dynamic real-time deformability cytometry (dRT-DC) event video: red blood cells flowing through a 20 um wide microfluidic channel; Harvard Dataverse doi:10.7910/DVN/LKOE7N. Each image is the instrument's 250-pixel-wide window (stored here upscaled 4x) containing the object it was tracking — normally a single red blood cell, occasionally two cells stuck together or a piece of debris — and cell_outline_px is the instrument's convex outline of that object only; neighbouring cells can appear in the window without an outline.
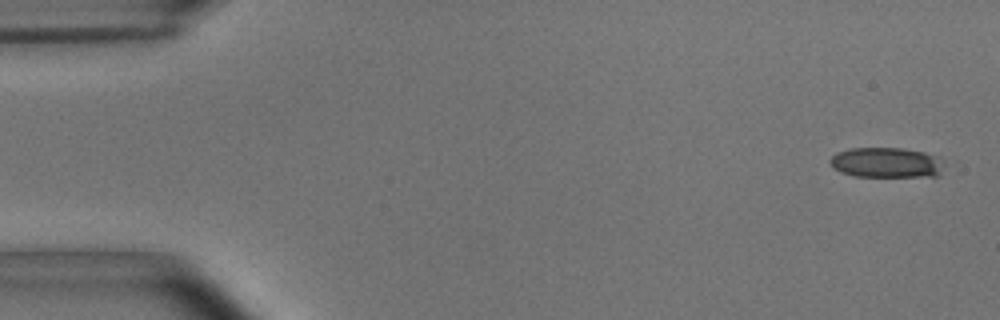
{"species": "common noctule bat (a hibernating species)", "species_latin": "Nyctalus noctula", "temperature_condition": "room temperature", "stored_images_in_passage": 28, "camera_frame_rate_fps": 3000, "um_per_image_px": 0.085, "animal": {"sex": "male", "body_mass_g": 15.6}, "frame": {"image": 1, "passage_image": 2, "time_ms": 0.333, "image_size_px": [1000, 320], "cell_outline_px": [[944, 164], [940, 176], [856, 176], [840, 172], [828, 160], [836, 152], [852, 148], [900, 148], [924, 152], [940, 156]], "centroid_in_image_um": [75.39, 13.81], "position_along_channel_um": 9.6, "area_um2": 20.11}}